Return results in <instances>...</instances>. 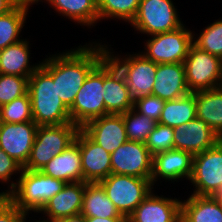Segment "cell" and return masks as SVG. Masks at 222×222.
<instances>
[{"label": "cell", "instance_id": "1", "mask_svg": "<svg viewBox=\"0 0 222 222\" xmlns=\"http://www.w3.org/2000/svg\"><path fill=\"white\" fill-rule=\"evenodd\" d=\"M49 55L42 60L41 66L52 76L58 96L70 108L90 71L106 56V44L89 41L83 46Z\"/></svg>", "mask_w": 222, "mask_h": 222}, {"label": "cell", "instance_id": "2", "mask_svg": "<svg viewBox=\"0 0 222 222\" xmlns=\"http://www.w3.org/2000/svg\"><path fill=\"white\" fill-rule=\"evenodd\" d=\"M28 93L33 121L38 126L72 122L69 108L57 94L56 82L42 66L28 78Z\"/></svg>", "mask_w": 222, "mask_h": 222}, {"label": "cell", "instance_id": "3", "mask_svg": "<svg viewBox=\"0 0 222 222\" xmlns=\"http://www.w3.org/2000/svg\"><path fill=\"white\" fill-rule=\"evenodd\" d=\"M16 186L6 197L27 213H38L66 185L65 181L47 176L41 171L22 169ZM32 211V212H31Z\"/></svg>", "mask_w": 222, "mask_h": 222}, {"label": "cell", "instance_id": "4", "mask_svg": "<svg viewBox=\"0 0 222 222\" xmlns=\"http://www.w3.org/2000/svg\"><path fill=\"white\" fill-rule=\"evenodd\" d=\"M79 129L72 122L38 126L30 157L23 169L40 171L54 156L63 152L75 141Z\"/></svg>", "mask_w": 222, "mask_h": 222}, {"label": "cell", "instance_id": "5", "mask_svg": "<svg viewBox=\"0 0 222 222\" xmlns=\"http://www.w3.org/2000/svg\"><path fill=\"white\" fill-rule=\"evenodd\" d=\"M109 47L106 45V55L123 74L128 94L133 101L143 96L152 95L157 64L146 59L140 51L121 55L115 54L111 45Z\"/></svg>", "mask_w": 222, "mask_h": 222}, {"label": "cell", "instance_id": "6", "mask_svg": "<svg viewBox=\"0 0 222 222\" xmlns=\"http://www.w3.org/2000/svg\"><path fill=\"white\" fill-rule=\"evenodd\" d=\"M103 87V59L90 71L69 108L73 124L82 128L87 122L107 115Z\"/></svg>", "mask_w": 222, "mask_h": 222}, {"label": "cell", "instance_id": "7", "mask_svg": "<svg viewBox=\"0 0 222 222\" xmlns=\"http://www.w3.org/2000/svg\"><path fill=\"white\" fill-rule=\"evenodd\" d=\"M174 4L173 0H141L130 26L147 37L176 30L184 23Z\"/></svg>", "mask_w": 222, "mask_h": 222}, {"label": "cell", "instance_id": "8", "mask_svg": "<svg viewBox=\"0 0 222 222\" xmlns=\"http://www.w3.org/2000/svg\"><path fill=\"white\" fill-rule=\"evenodd\" d=\"M99 184L119 213L126 218L154 190L151 179L113 173Z\"/></svg>", "mask_w": 222, "mask_h": 222}, {"label": "cell", "instance_id": "9", "mask_svg": "<svg viewBox=\"0 0 222 222\" xmlns=\"http://www.w3.org/2000/svg\"><path fill=\"white\" fill-rule=\"evenodd\" d=\"M193 31L183 24L176 30L149 36L140 53L156 64L184 63L192 44Z\"/></svg>", "mask_w": 222, "mask_h": 222}, {"label": "cell", "instance_id": "10", "mask_svg": "<svg viewBox=\"0 0 222 222\" xmlns=\"http://www.w3.org/2000/svg\"><path fill=\"white\" fill-rule=\"evenodd\" d=\"M190 93L222 86V59L191 44L184 60Z\"/></svg>", "mask_w": 222, "mask_h": 222}, {"label": "cell", "instance_id": "11", "mask_svg": "<svg viewBox=\"0 0 222 222\" xmlns=\"http://www.w3.org/2000/svg\"><path fill=\"white\" fill-rule=\"evenodd\" d=\"M191 194L213 196L222 192V139L212 148L194 155Z\"/></svg>", "mask_w": 222, "mask_h": 222}, {"label": "cell", "instance_id": "12", "mask_svg": "<svg viewBox=\"0 0 222 222\" xmlns=\"http://www.w3.org/2000/svg\"><path fill=\"white\" fill-rule=\"evenodd\" d=\"M152 162L145 143L128 140L111 153V173L151 179Z\"/></svg>", "mask_w": 222, "mask_h": 222}, {"label": "cell", "instance_id": "13", "mask_svg": "<svg viewBox=\"0 0 222 222\" xmlns=\"http://www.w3.org/2000/svg\"><path fill=\"white\" fill-rule=\"evenodd\" d=\"M37 129L34 121L0 122V148L24 167L30 157Z\"/></svg>", "mask_w": 222, "mask_h": 222}, {"label": "cell", "instance_id": "14", "mask_svg": "<svg viewBox=\"0 0 222 222\" xmlns=\"http://www.w3.org/2000/svg\"><path fill=\"white\" fill-rule=\"evenodd\" d=\"M75 141L81 153L83 181L99 183L111 174V154L94 142L81 128Z\"/></svg>", "mask_w": 222, "mask_h": 222}, {"label": "cell", "instance_id": "15", "mask_svg": "<svg viewBox=\"0 0 222 222\" xmlns=\"http://www.w3.org/2000/svg\"><path fill=\"white\" fill-rule=\"evenodd\" d=\"M153 191L127 217V222H181V198L163 197Z\"/></svg>", "mask_w": 222, "mask_h": 222}, {"label": "cell", "instance_id": "16", "mask_svg": "<svg viewBox=\"0 0 222 222\" xmlns=\"http://www.w3.org/2000/svg\"><path fill=\"white\" fill-rule=\"evenodd\" d=\"M193 157L191 153L178 149L155 154L152 162V185L155 186L161 179L172 183L179 182L183 178L189 180L192 174Z\"/></svg>", "mask_w": 222, "mask_h": 222}, {"label": "cell", "instance_id": "17", "mask_svg": "<svg viewBox=\"0 0 222 222\" xmlns=\"http://www.w3.org/2000/svg\"><path fill=\"white\" fill-rule=\"evenodd\" d=\"M103 87L107 115L123 114L133 108L134 101L128 94L126 80L107 55L103 58Z\"/></svg>", "mask_w": 222, "mask_h": 222}, {"label": "cell", "instance_id": "18", "mask_svg": "<svg viewBox=\"0 0 222 222\" xmlns=\"http://www.w3.org/2000/svg\"><path fill=\"white\" fill-rule=\"evenodd\" d=\"M220 136L197 117L174 128V149L183 150L193 156L215 146Z\"/></svg>", "mask_w": 222, "mask_h": 222}, {"label": "cell", "instance_id": "19", "mask_svg": "<svg viewBox=\"0 0 222 222\" xmlns=\"http://www.w3.org/2000/svg\"><path fill=\"white\" fill-rule=\"evenodd\" d=\"M86 184L84 181L66 183L64 188L47 201L36 215L41 213L43 214V217L40 216L42 219L57 222L63 218L80 214Z\"/></svg>", "mask_w": 222, "mask_h": 222}, {"label": "cell", "instance_id": "20", "mask_svg": "<svg viewBox=\"0 0 222 222\" xmlns=\"http://www.w3.org/2000/svg\"><path fill=\"white\" fill-rule=\"evenodd\" d=\"M81 129L110 154L128 141L121 114L98 117L87 122Z\"/></svg>", "mask_w": 222, "mask_h": 222}, {"label": "cell", "instance_id": "21", "mask_svg": "<svg viewBox=\"0 0 222 222\" xmlns=\"http://www.w3.org/2000/svg\"><path fill=\"white\" fill-rule=\"evenodd\" d=\"M190 91L186 83L184 63L157 64L152 95L164 101L176 100Z\"/></svg>", "mask_w": 222, "mask_h": 222}, {"label": "cell", "instance_id": "22", "mask_svg": "<svg viewBox=\"0 0 222 222\" xmlns=\"http://www.w3.org/2000/svg\"><path fill=\"white\" fill-rule=\"evenodd\" d=\"M40 171L66 183L83 181L81 153L78 143L74 141L63 152L54 156Z\"/></svg>", "mask_w": 222, "mask_h": 222}, {"label": "cell", "instance_id": "23", "mask_svg": "<svg viewBox=\"0 0 222 222\" xmlns=\"http://www.w3.org/2000/svg\"><path fill=\"white\" fill-rule=\"evenodd\" d=\"M28 39L9 45L0 50V73L29 78L40 66L39 61L31 65V47Z\"/></svg>", "mask_w": 222, "mask_h": 222}, {"label": "cell", "instance_id": "24", "mask_svg": "<svg viewBox=\"0 0 222 222\" xmlns=\"http://www.w3.org/2000/svg\"><path fill=\"white\" fill-rule=\"evenodd\" d=\"M44 2L61 14L59 16L68 18L80 26L91 28L99 22L97 0H45Z\"/></svg>", "mask_w": 222, "mask_h": 222}, {"label": "cell", "instance_id": "25", "mask_svg": "<svg viewBox=\"0 0 222 222\" xmlns=\"http://www.w3.org/2000/svg\"><path fill=\"white\" fill-rule=\"evenodd\" d=\"M181 222H222V211L213 196L191 194L181 199Z\"/></svg>", "mask_w": 222, "mask_h": 222}, {"label": "cell", "instance_id": "26", "mask_svg": "<svg viewBox=\"0 0 222 222\" xmlns=\"http://www.w3.org/2000/svg\"><path fill=\"white\" fill-rule=\"evenodd\" d=\"M193 94L196 117L207 123L222 139V86Z\"/></svg>", "mask_w": 222, "mask_h": 222}, {"label": "cell", "instance_id": "27", "mask_svg": "<svg viewBox=\"0 0 222 222\" xmlns=\"http://www.w3.org/2000/svg\"><path fill=\"white\" fill-rule=\"evenodd\" d=\"M81 214L85 217L126 218L119 213L99 183L85 185Z\"/></svg>", "mask_w": 222, "mask_h": 222}, {"label": "cell", "instance_id": "28", "mask_svg": "<svg viewBox=\"0 0 222 222\" xmlns=\"http://www.w3.org/2000/svg\"><path fill=\"white\" fill-rule=\"evenodd\" d=\"M196 118L195 95L189 93L176 100L165 101L158 123L176 128Z\"/></svg>", "mask_w": 222, "mask_h": 222}, {"label": "cell", "instance_id": "29", "mask_svg": "<svg viewBox=\"0 0 222 222\" xmlns=\"http://www.w3.org/2000/svg\"><path fill=\"white\" fill-rule=\"evenodd\" d=\"M30 7L16 5L13 9L0 15V50L22 39L19 36L26 23Z\"/></svg>", "mask_w": 222, "mask_h": 222}, {"label": "cell", "instance_id": "30", "mask_svg": "<svg viewBox=\"0 0 222 222\" xmlns=\"http://www.w3.org/2000/svg\"><path fill=\"white\" fill-rule=\"evenodd\" d=\"M141 0H97L99 21L122 20L131 23ZM107 18V19H106Z\"/></svg>", "mask_w": 222, "mask_h": 222}, {"label": "cell", "instance_id": "31", "mask_svg": "<svg viewBox=\"0 0 222 222\" xmlns=\"http://www.w3.org/2000/svg\"><path fill=\"white\" fill-rule=\"evenodd\" d=\"M121 115L123 116L128 140L145 143L157 122L147 116L141 115L133 108Z\"/></svg>", "mask_w": 222, "mask_h": 222}, {"label": "cell", "instance_id": "32", "mask_svg": "<svg viewBox=\"0 0 222 222\" xmlns=\"http://www.w3.org/2000/svg\"><path fill=\"white\" fill-rule=\"evenodd\" d=\"M192 43L196 47L222 59V19L214 20L197 35L193 31Z\"/></svg>", "mask_w": 222, "mask_h": 222}, {"label": "cell", "instance_id": "33", "mask_svg": "<svg viewBox=\"0 0 222 222\" xmlns=\"http://www.w3.org/2000/svg\"><path fill=\"white\" fill-rule=\"evenodd\" d=\"M33 121L29 93L0 106V122L23 123Z\"/></svg>", "mask_w": 222, "mask_h": 222}, {"label": "cell", "instance_id": "34", "mask_svg": "<svg viewBox=\"0 0 222 222\" xmlns=\"http://www.w3.org/2000/svg\"><path fill=\"white\" fill-rule=\"evenodd\" d=\"M28 92V78L0 73V106Z\"/></svg>", "mask_w": 222, "mask_h": 222}, {"label": "cell", "instance_id": "35", "mask_svg": "<svg viewBox=\"0 0 222 222\" xmlns=\"http://www.w3.org/2000/svg\"><path fill=\"white\" fill-rule=\"evenodd\" d=\"M145 145L153 156L174 149V128L156 123Z\"/></svg>", "mask_w": 222, "mask_h": 222}, {"label": "cell", "instance_id": "36", "mask_svg": "<svg viewBox=\"0 0 222 222\" xmlns=\"http://www.w3.org/2000/svg\"><path fill=\"white\" fill-rule=\"evenodd\" d=\"M22 169L23 167L18 162L0 148V183L6 184V186L8 184V188L3 190L6 195L16 186L18 179L15 176L18 175L19 178ZM12 176L15 180L11 178Z\"/></svg>", "mask_w": 222, "mask_h": 222}, {"label": "cell", "instance_id": "37", "mask_svg": "<svg viewBox=\"0 0 222 222\" xmlns=\"http://www.w3.org/2000/svg\"><path fill=\"white\" fill-rule=\"evenodd\" d=\"M165 101L154 95H147L134 100L133 109L157 123L164 108Z\"/></svg>", "mask_w": 222, "mask_h": 222}, {"label": "cell", "instance_id": "38", "mask_svg": "<svg viewBox=\"0 0 222 222\" xmlns=\"http://www.w3.org/2000/svg\"><path fill=\"white\" fill-rule=\"evenodd\" d=\"M29 215L15 206L7 197L0 203V222H24Z\"/></svg>", "mask_w": 222, "mask_h": 222}, {"label": "cell", "instance_id": "39", "mask_svg": "<svg viewBox=\"0 0 222 222\" xmlns=\"http://www.w3.org/2000/svg\"><path fill=\"white\" fill-rule=\"evenodd\" d=\"M86 222H127V218L85 217Z\"/></svg>", "mask_w": 222, "mask_h": 222}, {"label": "cell", "instance_id": "40", "mask_svg": "<svg viewBox=\"0 0 222 222\" xmlns=\"http://www.w3.org/2000/svg\"><path fill=\"white\" fill-rule=\"evenodd\" d=\"M17 4L14 0H0V15L7 13L13 9Z\"/></svg>", "mask_w": 222, "mask_h": 222}, {"label": "cell", "instance_id": "41", "mask_svg": "<svg viewBox=\"0 0 222 222\" xmlns=\"http://www.w3.org/2000/svg\"><path fill=\"white\" fill-rule=\"evenodd\" d=\"M57 222H86L85 216H83L81 213L73 216H69L66 218H63Z\"/></svg>", "mask_w": 222, "mask_h": 222}, {"label": "cell", "instance_id": "42", "mask_svg": "<svg viewBox=\"0 0 222 222\" xmlns=\"http://www.w3.org/2000/svg\"><path fill=\"white\" fill-rule=\"evenodd\" d=\"M45 0H14V2L17 4V5H24V6H27V7H30L32 5H35V4H40V2L43 4Z\"/></svg>", "mask_w": 222, "mask_h": 222}, {"label": "cell", "instance_id": "43", "mask_svg": "<svg viewBox=\"0 0 222 222\" xmlns=\"http://www.w3.org/2000/svg\"><path fill=\"white\" fill-rule=\"evenodd\" d=\"M213 197L216 199V201L219 204V207L222 211V192H219V193L213 195Z\"/></svg>", "mask_w": 222, "mask_h": 222}, {"label": "cell", "instance_id": "44", "mask_svg": "<svg viewBox=\"0 0 222 222\" xmlns=\"http://www.w3.org/2000/svg\"><path fill=\"white\" fill-rule=\"evenodd\" d=\"M27 218L30 219V217L28 216V217L25 218V221H24V222H27ZM39 219H40V220H36V221H34V222H50V221H47V220L42 219L41 217H40ZM32 222H33V221H32Z\"/></svg>", "mask_w": 222, "mask_h": 222}, {"label": "cell", "instance_id": "45", "mask_svg": "<svg viewBox=\"0 0 222 222\" xmlns=\"http://www.w3.org/2000/svg\"><path fill=\"white\" fill-rule=\"evenodd\" d=\"M6 198V194L4 192H0V203Z\"/></svg>", "mask_w": 222, "mask_h": 222}]
</instances>
